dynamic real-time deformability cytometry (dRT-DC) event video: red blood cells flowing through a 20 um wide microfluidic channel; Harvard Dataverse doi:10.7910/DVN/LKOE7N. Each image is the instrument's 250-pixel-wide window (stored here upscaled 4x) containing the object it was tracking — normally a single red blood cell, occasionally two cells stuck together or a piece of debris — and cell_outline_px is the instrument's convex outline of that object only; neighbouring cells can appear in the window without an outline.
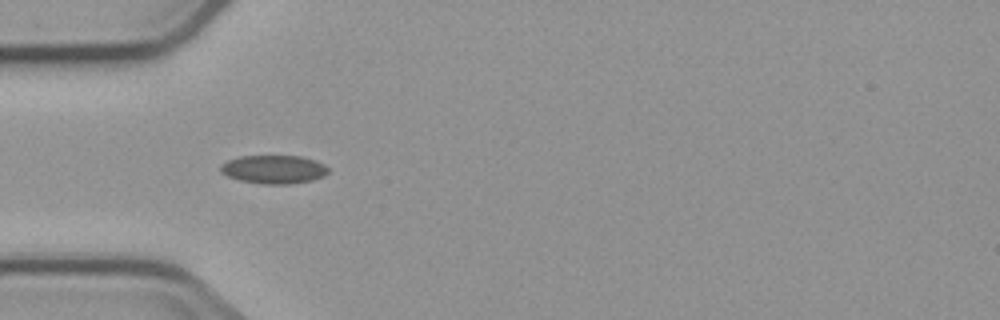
{"species": "common noctule bat (a hibernating species)", "species_latin": "Nyctalus noctula", "temperature_condition": "cold", "stored_images_in_passage": 4, "camera_frame_rate_fps": 3000, "um_per_image_px": 0.085, "animal": {"sex": "male", "body_mass_g": 23.1, "forearm_length_mm": 52.7}, "frame": {"image": 1, "passage_image": 3, "time_ms": 3.333, "image_size_px": [1000, 320], "cell_outline_px": [[328, 172], [324, 176], [312, 180], [292, 184], [264, 184], [240, 180], [228, 176], [220, 172], [220, 164], [228, 160], [240, 156], [300, 156], [316, 160], [324, 164], [328, 168]], "centroid_in_image_um": [23.28, 14.39], "position_along_channel_um": 61.7, "area_um2": 17.92}}
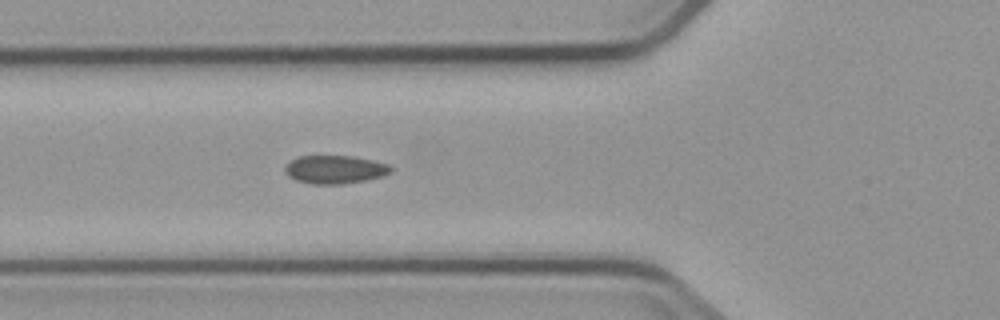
{"frame": {"image": 2, "passage_image": 4, "time_ms": 4.333, "image_size_px": [1000, 320], "cell_outline_px": [[392, 172], [380, 176], [364, 180], [340, 184], [312, 184], [296, 180], [288, 176], [284, 172], [284, 168], [292, 160], [300, 156], [352, 156], [392, 164]], "centroid_in_image_um": [28.48, 14.4], "position_along_channel_um": 97.3, "area_um2": 17.34}}